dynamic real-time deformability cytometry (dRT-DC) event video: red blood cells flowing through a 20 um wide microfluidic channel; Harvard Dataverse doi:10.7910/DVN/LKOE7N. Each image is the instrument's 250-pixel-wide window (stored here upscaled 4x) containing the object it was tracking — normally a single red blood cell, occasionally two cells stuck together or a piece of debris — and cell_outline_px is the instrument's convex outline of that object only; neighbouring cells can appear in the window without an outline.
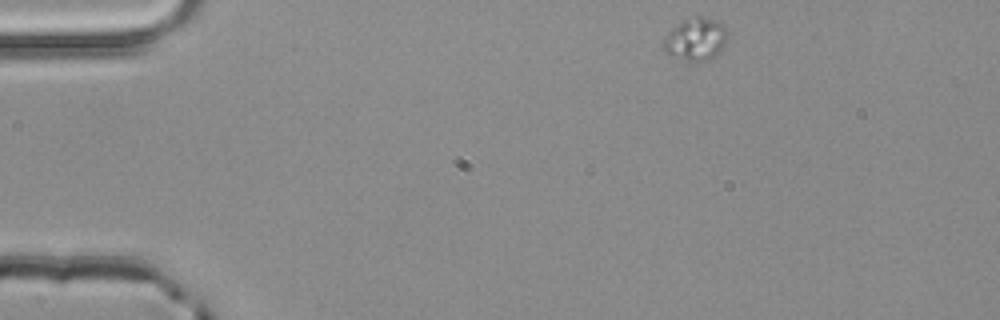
{"species": "common noctule bat (a hibernating species)", "species_latin": "Nyctalus noctula", "temperature_condition": "room temperature", "stored_images_in_passage": 2, "camera_frame_rate_fps": 3000, "um_per_image_px": 0.085, "animal": {"sex": "male", "body_mass_g": 20.4}, "frame": {"image": 1, "passage_image": 1, "time_ms": 0.0, "image_size_px": [1000, 320], "cell_outline_px": [[728, 40], [724, 48], [720, 52], [704, 60], [688, 60], [672, 56], [664, 52], [660, 44], [668, 32], [672, 28], [684, 20], [696, 16], [704, 16], [724, 24], [728, 28]], "centroid_in_image_um": [59.15, 3.31], "position_along_channel_um": 25.9, "area_um2": 16.07}}